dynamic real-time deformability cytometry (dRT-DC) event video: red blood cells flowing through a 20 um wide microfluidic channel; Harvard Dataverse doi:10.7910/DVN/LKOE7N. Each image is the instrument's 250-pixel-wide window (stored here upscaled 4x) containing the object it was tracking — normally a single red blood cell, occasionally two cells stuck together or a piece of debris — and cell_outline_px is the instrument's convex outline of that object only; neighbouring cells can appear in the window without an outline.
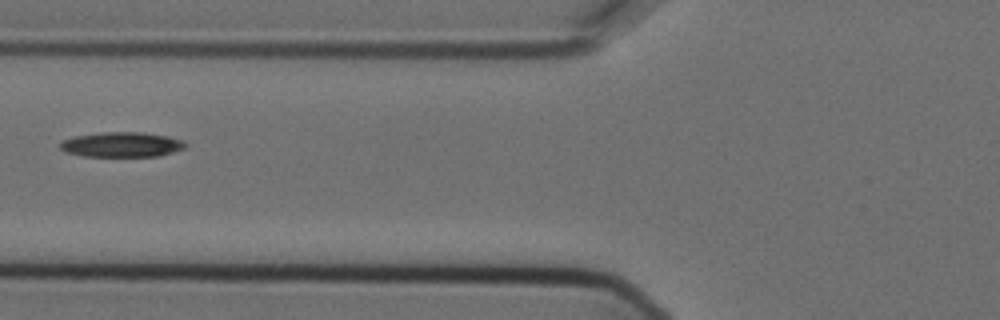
{"species": "Egyptian fruit bat (a non-hibernating species)", "species_latin": "Rousettus aegyptiacus", "temperature_condition": "cold", "stored_images_in_passage": 5, "camera_frame_rate_fps": 3000, "um_per_image_px": 0.085, "animal": {"sex": "female"}, "frame": {"image": 1, "passage_image": 5, "time_ms": 1.333, "image_size_px": [1000, 320], "cell_outline_px": [[188, 144], [184, 148], [160, 156], [84, 156], [64, 152], [60, 148], [60, 140], [76, 136], [104, 132], [144, 132], [168, 136], [184, 140]], "centroid_in_image_um": [10.36, 12.28], "position_along_channel_um": 115.4, "area_um2": 18.32}}